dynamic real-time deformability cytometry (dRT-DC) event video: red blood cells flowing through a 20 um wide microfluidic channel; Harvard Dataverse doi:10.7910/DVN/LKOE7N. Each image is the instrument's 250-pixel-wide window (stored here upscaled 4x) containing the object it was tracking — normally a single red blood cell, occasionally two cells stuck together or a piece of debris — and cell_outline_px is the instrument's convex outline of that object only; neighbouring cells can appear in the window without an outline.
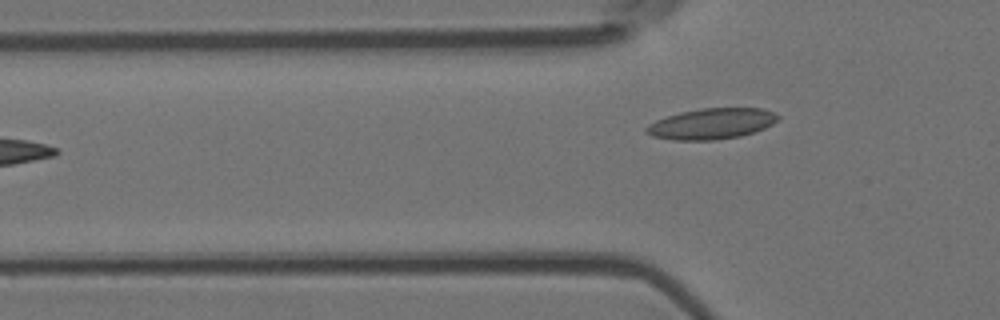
{"species": "Egyptian fruit bat (a non-hibernating species)", "species_latin": "Rousettus aegyptiacus", "temperature_condition": "room temperature", "stored_images_in_passage": 5, "camera_frame_rate_fps": 3000, "um_per_image_px": 0.085, "animal": {"sex": "female"}, "frame": {"image": 1, "passage_image": 5, "time_ms": 1.333, "image_size_px": [1000, 320], "cell_outline_px": [[780, 120], [756, 132], [740, 136], [716, 140], [672, 140], [652, 136], [644, 132], [644, 128], [648, 124], [656, 120], [680, 112], [700, 108], [760, 108], [772, 112], [780, 116]], "centroid_in_image_um": [60.47, 10.52], "position_along_channel_um": 65.3, "area_um2": 23.81}}